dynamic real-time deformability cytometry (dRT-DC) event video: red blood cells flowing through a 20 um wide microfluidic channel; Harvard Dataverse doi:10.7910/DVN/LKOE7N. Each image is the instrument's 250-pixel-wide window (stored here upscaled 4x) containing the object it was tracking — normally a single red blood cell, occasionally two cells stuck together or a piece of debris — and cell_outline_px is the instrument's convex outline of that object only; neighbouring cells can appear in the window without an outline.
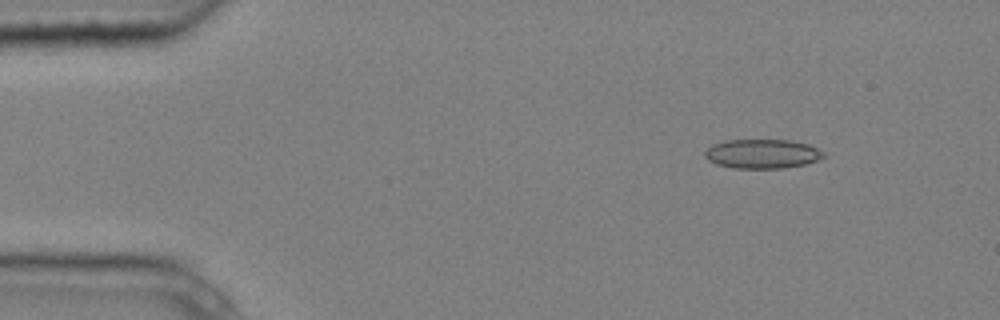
{"species": "common noctule bat (a hibernating species)", "species_latin": "Nyctalus noctula", "temperature_condition": "cold", "stored_images_in_passage": 5, "camera_frame_rate_fps": 3000, "um_per_image_px": 0.085, "animal": {"sex": "male", "body_mass_g": 20.4}, "frame": {"image": 1, "passage_image": 1, "time_ms": 0.0, "image_size_px": [1000, 320], "cell_outline_px": [[824, 156], [816, 160], [804, 164], [784, 168], [732, 168], [716, 164], [708, 160], [704, 156], [704, 152], [712, 144], [724, 140], [792, 140], [808, 144], [824, 152]], "centroid_in_image_um": [64.75, 13.07], "position_along_channel_um": 20.3, "area_um2": 20.23}}
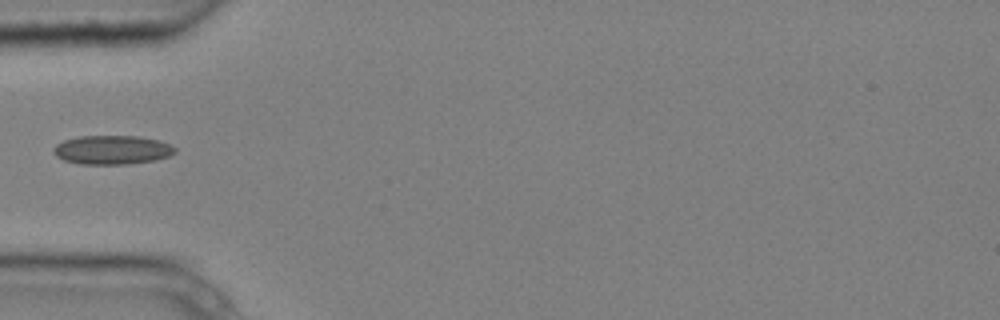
{"frame": {"image": 2, "passage_image": 4, "time_ms": 1.0, "image_size_px": [1000, 320], "cell_outline_px": [[176, 152], [168, 156], [156, 160], [128, 164], [80, 164], [64, 160], [56, 156], [52, 152], [52, 148], [56, 144], [64, 140], [80, 136], [136, 136], [156, 140], [168, 144], [176, 148]], "centroid_in_image_um": [9.49, 12.74], "position_along_channel_um": 75.5, "area_um2": 20.46}}
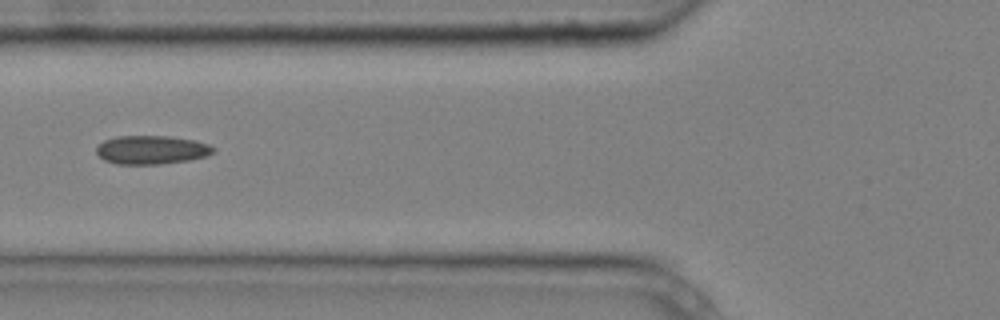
{"frame": {"image": 3, "passage_image": 5, "time_ms": 1.333, "image_size_px": [1000, 320], "cell_outline_px": [[216, 152], [208, 156], [188, 160], [160, 164], [116, 164], [104, 160], [96, 152], [96, 148], [104, 140], [116, 136], [168, 136], [196, 140], [208, 144], [216, 148]], "centroid_in_image_um": [12.92, 12.73], "position_along_channel_um": 112.9, "area_um2": 19.65}}